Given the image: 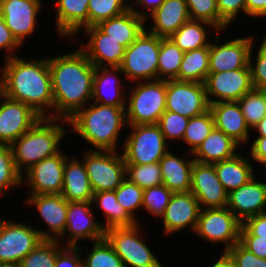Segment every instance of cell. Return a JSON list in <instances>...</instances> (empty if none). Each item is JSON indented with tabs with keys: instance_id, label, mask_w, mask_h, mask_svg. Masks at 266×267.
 Here are the masks:
<instances>
[{
	"instance_id": "6da1fadb",
	"label": "cell",
	"mask_w": 266,
	"mask_h": 267,
	"mask_svg": "<svg viewBox=\"0 0 266 267\" xmlns=\"http://www.w3.org/2000/svg\"><path fill=\"white\" fill-rule=\"evenodd\" d=\"M53 94L52 118H71L92 99L95 67L81 50L48 58Z\"/></svg>"
},
{
	"instance_id": "7a4b0ae2",
	"label": "cell",
	"mask_w": 266,
	"mask_h": 267,
	"mask_svg": "<svg viewBox=\"0 0 266 267\" xmlns=\"http://www.w3.org/2000/svg\"><path fill=\"white\" fill-rule=\"evenodd\" d=\"M5 60L0 72V93L28 105L42 118H52L54 100L48 58L27 60L14 56Z\"/></svg>"
},
{
	"instance_id": "3957f363",
	"label": "cell",
	"mask_w": 266,
	"mask_h": 267,
	"mask_svg": "<svg viewBox=\"0 0 266 267\" xmlns=\"http://www.w3.org/2000/svg\"><path fill=\"white\" fill-rule=\"evenodd\" d=\"M125 107L89 103L69 118L68 123L96 150L117 151L118 135L127 126Z\"/></svg>"
},
{
	"instance_id": "277c9868",
	"label": "cell",
	"mask_w": 266,
	"mask_h": 267,
	"mask_svg": "<svg viewBox=\"0 0 266 267\" xmlns=\"http://www.w3.org/2000/svg\"><path fill=\"white\" fill-rule=\"evenodd\" d=\"M60 121L64 125L68 124V120L65 119L41 118L10 145L15 167L22 176H25L21 172L22 169L26 172L39 161L54 156L62 150H59V145L68 129L65 130Z\"/></svg>"
},
{
	"instance_id": "5b68a950",
	"label": "cell",
	"mask_w": 266,
	"mask_h": 267,
	"mask_svg": "<svg viewBox=\"0 0 266 267\" xmlns=\"http://www.w3.org/2000/svg\"><path fill=\"white\" fill-rule=\"evenodd\" d=\"M125 107L127 125L158 124L166 109V81H139Z\"/></svg>"
},
{
	"instance_id": "8992f818",
	"label": "cell",
	"mask_w": 266,
	"mask_h": 267,
	"mask_svg": "<svg viewBox=\"0 0 266 267\" xmlns=\"http://www.w3.org/2000/svg\"><path fill=\"white\" fill-rule=\"evenodd\" d=\"M159 52L160 37L145 29L125 50L120 66L123 75L132 82L157 80Z\"/></svg>"
},
{
	"instance_id": "52a82bcc",
	"label": "cell",
	"mask_w": 266,
	"mask_h": 267,
	"mask_svg": "<svg viewBox=\"0 0 266 267\" xmlns=\"http://www.w3.org/2000/svg\"><path fill=\"white\" fill-rule=\"evenodd\" d=\"M131 134L121 147L125 164H151L159 162L169 151L158 124L129 125Z\"/></svg>"
},
{
	"instance_id": "ba28073f",
	"label": "cell",
	"mask_w": 266,
	"mask_h": 267,
	"mask_svg": "<svg viewBox=\"0 0 266 267\" xmlns=\"http://www.w3.org/2000/svg\"><path fill=\"white\" fill-rule=\"evenodd\" d=\"M138 226L136 223L108 228L105 230V239L121 258L124 267H164L142 240L141 228Z\"/></svg>"
},
{
	"instance_id": "9c48e42d",
	"label": "cell",
	"mask_w": 266,
	"mask_h": 267,
	"mask_svg": "<svg viewBox=\"0 0 266 267\" xmlns=\"http://www.w3.org/2000/svg\"><path fill=\"white\" fill-rule=\"evenodd\" d=\"M118 151L90 150L83 161L94 193L115 191L126 179V165ZM121 155V156H120Z\"/></svg>"
},
{
	"instance_id": "30bf717a",
	"label": "cell",
	"mask_w": 266,
	"mask_h": 267,
	"mask_svg": "<svg viewBox=\"0 0 266 267\" xmlns=\"http://www.w3.org/2000/svg\"><path fill=\"white\" fill-rule=\"evenodd\" d=\"M242 222L227 208H202L194 233L210 243H224L225 250L240 242Z\"/></svg>"
},
{
	"instance_id": "8fae6325",
	"label": "cell",
	"mask_w": 266,
	"mask_h": 267,
	"mask_svg": "<svg viewBox=\"0 0 266 267\" xmlns=\"http://www.w3.org/2000/svg\"><path fill=\"white\" fill-rule=\"evenodd\" d=\"M43 240L31 225L0 219V262L19 265Z\"/></svg>"
},
{
	"instance_id": "7c38bea8",
	"label": "cell",
	"mask_w": 266,
	"mask_h": 267,
	"mask_svg": "<svg viewBox=\"0 0 266 267\" xmlns=\"http://www.w3.org/2000/svg\"><path fill=\"white\" fill-rule=\"evenodd\" d=\"M209 109L210 104L203 83L176 79L166 81L165 110L192 118Z\"/></svg>"
},
{
	"instance_id": "4fadbf2b",
	"label": "cell",
	"mask_w": 266,
	"mask_h": 267,
	"mask_svg": "<svg viewBox=\"0 0 266 267\" xmlns=\"http://www.w3.org/2000/svg\"><path fill=\"white\" fill-rule=\"evenodd\" d=\"M204 85L209 104L237 102L254 88L249 64L245 68L209 72ZM213 97H216V99H213Z\"/></svg>"
},
{
	"instance_id": "5bb4252c",
	"label": "cell",
	"mask_w": 266,
	"mask_h": 267,
	"mask_svg": "<svg viewBox=\"0 0 266 267\" xmlns=\"http://www.w3.org/2000/svg\"><path fill=\"white\" fill-rule=\"evenodd\" d=\"M92 207V201H67L66 228L60 237L69 232L67 246H79L78 241L83 239L96 242L105 238V229L94 218Z\"/></svg>"
},
{
	"instance_id": "9a60e30c",
	"label": "cell",
	"mask_w": 266,
	"mask_h": 267,
	"mask_svg": "<svg viewBox=\"0 0 266 267\" xmlns=\"http://www.w3.org/2000/svg\"><path fill=\"white\" fill-rule=\"evenodd\" d=\"M0 143L11 145L42 117L31 107L0 93Z\"/></svg>"
},
{
	"instance_id": "2e32d148",
	"label": "cell",
	"mask_w": 266,
	"mask_h": 267,
	"mask_svg": "<svg viewBox=\"0 0 266 267\" xmlns=\"http://www.w3.org/2000/svg\"><path fill=\"white\" fill-rule=\"evenodd\" d=\"M190 192L198 200L200 209L227 207L228 193L217 177L214 164L194 161L191 169Z\"/></svg>"
},
{
	"instance_id": "e0dca14e",
	"label": "cell",
	"mask_w": 266,
	"mask_h": 267,
	"mask_svg": "<svg viewBox=\"0 0 266 267\" xmlns=\"http://www.w3.org/2000/svg\"><path fill=\"white\" fill-rule=\"evenodd\" d=\"M68 156L62 151L54 156L39 161L25 172L27 182L22 178V184L28 183L30 195L61 194L63 189V174Z\"/></svg>"
},
{
	"instance_id": "ac0fdd59",
	"label": "cell",
	"mask_w": 266,
	"mask_h": 267,
	"mask_svg": "<svg viewBox=\"0 0 266 267\" xmlns=\"http://www.w3.org/2000/svg\"><path fill=\"white\" fill-rule=\"evenodd\" d=\"M209 47V72L230 71L245 68L249 64V53L254 45L253 37H241L218 45L219 36Z\"/></svg>"
},
{
	"instance_id": "d6986e66",
	"label": "cell",
	"mask_w": 266,
	"mask_h": 267,
	"mask_svg": "<svg viewBox=\"0 0 266 267\" xmlns=\"http://www.w3.org/2000/svg\"><path fill=\"white\" fill-rule=\"evenodd\" d=\"M30 206H35L42 217L48 230H40L43 239L58 240L65 233L67 217V200L62 194H36L29 195L25 201ZM51 231V232H50Z\"/></svg>"
},
{
	"instance_id": "ffe728a7",
	"label": "cell",
	"mask_w": 266,
	"mask_h": 267,
	"mask_svg": "<svg viewBox=\"0 0 266 267\" xmlns=\"http://www.w3.org/2000/svg\"><path fill=\"white\" fill-rule=\"evenodd\" d=\"M85 35H90L87 44L79 47L94 67H120L126 48L97 25L84 28Z\"/></svg>"
},
{
	"instance_id": "44dd1931",
	"label": "cell",
	"mask_w": 266,
	"mask_h": 267,
	"mask_svg": "<svg viewBox=\"0 0 266 267\" xmlns=\"http://www.w3.org/2000/svg\"><path fill=\"white\" fill-rule=\"evenodd\" d=\"M200 210L198 200L190 191L173 193L161 216L164 232L171 235L190 227L194 233Z\"/></svg>"
},
{
	"instance_id": "7402d4cb",
	"label": "cell",
	"mask_w": 266,
	"mask_h": 267,
	"mask_svg": "<svg viewBox=\"0 0 266 267\" xmlns=\"http://www.w3.org/2000/svg\"><path fill=\"white\" fill-rule=\"evenodd\" d=\"M41 5V0H7L0 6L6 26L20 44L33 35Z\"/></svg>"
},
{
	"instance_id": "603a6c76",
	"label": "cell",
	"mask_w": 266,
	"mask_h": 267,
	"mask_svg": "<svg viewBox=\"0 0 266 267\" xmlns=\"http://www.w3.org/2000/svg\"><path fill=\"white\" fill-rule=\"evenodd\" d=\"M255 175L244 185L228 193L227 208L243 223L247 218L266 211V182Z\"/></svg>"
},
{
	"instance_id": "cb8c5ba5",
	"label": "cell",
	"mask_w": 266,
	"mask_h": 267,
	"mask_svg": "<svg viewBox=\"0 0 266 267\" xmlns=\"http://www.w3.org/2000/svg\"><path fill=\"white\" fill-rule=\"evenodd\" d=\"M119 72L123 75L120 67H95L91 101L107 106H126L127 86L118 79Z\"/></svg>"
},
{
	"instance_id": "d4e9b609",
	"label": "cell",
	"mask_w": 266,
	"mask_h": 267,
	"mask_svg": "<svg viewBox=\"0 0 266 267\" xmlns=\"http://www.w3.org/2000/svg\"><path fill=\"white\" fill-rule=\"evenodd\" d=\"M216 129L221 130L239 146L249 140V126L238 102H216L210 104Z\"/></svg>"
},
{
	"instance_id": "484cf974",
	"label": "cell",
	"mask_w": 266,
	"mask_h": 267,
	"mask_svg": "<svg viewBox=\"0 0 266 267\" xmlns=\"http://www.w3.org/2000/svg\"><path fill=\"white\" fill-rule=\"evenodd\" d=\"M150 16L153 25L148 32L161 38H169L181 25L191 20L186 0H164Z\"/></svg>"
},
{
	"instance_id": "4316f807",
	"label": "cell",
	"mask_w": 266,
	"mask_h": 267,
	"mask_svg": "<svg viewBox=\"0 0 266 267\" xmlns=\"http://www.w3.org/2000/svg\"><path fill=\"white\" fill-rule=\"evenodd\" d=\"M61 194L67 201H92L94 192L85 165L75 157L66 158Z\"/></svg>"
},
{
	"instance_id": "83f0119b",
	"label": "cell",
	"mask_w": 266,
	"mask_h": 267,
	"mask_svg": "<svg viewBox=\"0 0 266 267\" xmlns=\"http://www.w3.org/2000/svg\"><path fill=\"white\" fill-rule=\"evenodd\" d=\"M146 21L129 9L119 16L101 21L97 26L127 48L146 29Z\"/></svg>"
},
{
	"instance_id": "f1b7e54d",
	"label": "cell",
	"mask_w": 266,
	"mask_h": 267,
	"mask_svg": "<svg viewBox=\"0 0 266 267\" xmlns=\"http://www.w3.org/2000/svg\"><path fill=\"white\" fill-rule=\"evenodd\" d=\"M89 0H57L56 29L61 36H71L88 27Z\"/></svg>"
},
{
	"instance_id": "f546056e",
	"label": "cell",
	"mask_w": 266,
	"mask_h": 267,
	"mask_svg": "<svg viewBox=\"0 0 266 267\" xmlns=\"http://www.w3.org/2000/svg\"><path fill=\"white\" fill-rule=\"evenodd\" d=\"M194 159L175 156L170 150L159 161L163 184L173 193L191 190V169Z\"/></svg>"
},
{
	"instance_id": "4dcf8cb0",
	"label": "cell",
	"mask_w": 266,
	"mask_h": 267,
	"mask_svg": "<svg viewBox=\"0 0 266 267\" xmlns=\"http://www.w3.org/2000/svg\"><path fill=\"white\" fill-rule=\"evenodd\" d=\"M238 146L229 136L214 128L192 155L194 161L214 164L234 157Z\"/></svg>"
},
{
	"instance_id": "1f68e13d",
	"label": "cell",
	"mask_w": 266,
	"mask_h": 267,
	"mask_svg": "<svg viewBox=\"0 0 266 267\" xmlns=\"http://www.w3.org/2000/svg\"><path fill=\"white\" fill-rule=\"evenodd\" d=\"M251 164L238 153L230 159L214 163L217 177L227 193L246 184L255 175Z\"/></svg>"
},
{
	"instance_id": "d6a6232c",
	"label": "cell",
	"mask_w": 266,
	"mask_h": 267,
	"mask_svg": "<svg viewBox=\"0 0 266 267\" xmlns=\"http://www.w3.org/2000/svg\"><path fill=\"white\" fill-rule=\"evenodd\" d=\"M215 29L212 24L205 21L189 20L179 27L169 38L183 51L196 50L203 47H210L206 27Z\"/></svg>"
},
{
	"instance_id": "836d02e7",
	"label": "cell",
	"mask_w": 266,
	"mask_h": 267,
	"mask_svg": "<svg viewBox=\"0 0 266 267\" xmlns=\"http://www.w3.org/2000/svg\"><path fill=\"white\" fill-rule=\"evenodd\" d=\"M97 203V204H96ZM92 204L98 205L105 214V224L102 227L106 230L111 227H122L135 225L138 220L133 219L127 211L118 203L115 191H100L94 193Z\"/></svg>"
},
{
	"instance_id": "e575fe53",
	"label": "cell",
	"mask_w": 266,
	"mask_h": 267,
	"mask_svg": "<svg viewBox=\"0 0 266 267\" xmlns=\"http://www.w3.org/2000/svg\"><path fill=\"white\" fill-rule=\"evenodd\" d=\"M209 74V47L186 51L180 65L178 80L205 82Z\"/></svg>"
},
{
	"instance_id": "d590c367",
	"label": "cell",
	"mask_w": 266,
	"mask_h": 267,
	"mask_svg": "<svg viewBox=\"0 0 266 267\" xmlns=\"http://www.w3.org/2000/svg\"><path fill=\"white\" fill-rule=\"evenodd\" d=\"M184 53L170 38L160 37L157 80H178Z\"/></svg>"
},
{
	"instance_id": "8d00e7d4",
	"label": "cell",
	"mask_w": 266,
	"mask_h": 267,
	"mask_svg": "<svg viewBox=\"0 0 266 267\" xmlns=\"http://www.w3.org/2000/svg\"><path fill=\"white\" fill-rule=\"evenodd\" d=\"M215 128L214 117L210 109L201 115L189 118V123L185 130L183 140L190 146L188 153L191 155L200 144L209 136Z\"/></svg>"
},
{
	"instance_id": "74e56055",
	"label": "cell",
	"mask_w": 266,
	"mask_h": 267,
	"mask_svg": "<svg viewBox=\"0 0 266 267\" xmlns=\"http://www.w3.org/2000/svg\"><path fill=\"white\" fill-rule=\"evenodd\" d=\"M130 0H89L88 27L119 16L130 9Z\"/></svg>"
},
{
	"instance_id": "f35d334b",
	"label": "cell",
	"mask_w": 266,
	"mask_h": 267,
	"mask_svg": "<svg viewBox=\"0 0 266 267\" xmlns=\"http://www.w3.org/2000/svg\"><path fill=\"white\" fill-rule=\"evenodd\" d=\"M58 240L44 239L19 263L20 267H55L57 253L63 248Z\"/></svg>"
},
{
	"instance_id": "ab89813d",
	"label": "cell",
	"mask_w": 266,
	"mask_h": 267,
	"mask_svg": "<svg viewBox=\"0 0 266 267\" xmlns=\"http://www.w3.org/2000/svg\"><path fill=\"white\" fill-rule=\"evenodd\" d=\"M237 102L250 129L266 116V100L260 89L253 88Z\"/></svg>"
},
{
	"instance_id": "60d3db41",
	"label": "cell",
	"mask_w": 266,
	"mask_h": 267,
	"mask_svg": "<svg viewBox=\"0 0 266 267\" xmlns=\"http://www.w3.org/2000/svg\"><path fill=\"white\" fill-rule=\"evenodd\" d=\"M126 178L143 190L163 184L159 162L151 164H125Z\"/></svg>"
},
{
	"instance_id": "b9f144b4",
	"label": "cell",
	"mask_w": 266,
	"mask_h": 267,
	"mask_svg": "<svg viewBox=\"0 0 266 267\" xmlns=\"http://www.w3.org/2000/svg\"><path fill=\"white\" fill-rule=\"evenodd\" d=\"M83 260V267H124L121 258L105 238L94 242Z\"/></svg>"
},
{
	"instance_id": "7bdbcfd3",
	"label": "cell",
	"mask_w": 266,
	"mask_h": 267,
	"mask_svg": "<svg viewBox=\"0 0 266 267\" xmlns=\"http://www.w3.org/2000/svg\"><path fill=\"white\" fill-rule=\"evenodd\" d=\"M191 20L205 21L218 31L227 29L228 25L220 18L217 0H186Z\"/></svg>"
},
{
	"instance_id": "ee69618b",
	"label": "cell",
	"mask_w": 266,
	"mask_h": 267,
	"mask_svg": "<svg viewBox=\"0 0 266 267\" xmlns=\"http://www.w3.org/2000/svg\"><path fill=\"white\" fill-rule=\"evenodd\" d=\"M22 178L15 167L10 145L0 143V196L14 186L23 187Z\"/></svg>"
},
{
	"instance_id": "f6af8a7d",
	"label": "cell",
	"mask_w": 266,
	"mask_h": 267,
	"mask_svg": "<svg viewBox=\"0 0 266 267\" xmlns=\"http://www.w3.org/2000/svg\"><path fill=\"white\" fill-rule=\"evenodd\" d=\"M173 195V192L164 184L149 187L143 190L142 208L149 214L162 216Z\"/></svg>"
},
{
	"instance_id": "bcb514c9",
	"label": "cell",
	"mask_w": 266,
	"mask_h": 267,
	"mask_svg": "<svg viewBox=\"0 0 266 267\" xmlns=\"http://www.w3.org/2000/svg\"><path fill=\"white\" fill-rule=\"evenodd\" d=\"M115 196L118 203L135 219L134 211L142 208L143 189L126 178L115 190Z\"/></svg>"
},
{
	"instance_id": "7dc6e473",
	"label": "cell",
	"mask_w": 266,
	"mask_h": 267,
	"mask_svg": "<svg viewBox=\"0 0 266 267\" xmlns=\"http://www.w3.org/2000/svg\"><path fill=\"white\" fill-rule=\"evenodd\" d=\"M188 123L189 118L165 110L159 119L158 125L167 142V140L182 141Z\"/></svg>"
},
{
	"instance_id": "c3c4849f",
	"label": "cell",
	"mask_w": 266,
	"mask_h": 267,
	"mask_svg": "<svg viewBox=\"0 0 266 267\" xmlns=\"http://www.w3.org/2000/svg\"><path fill=\"white\" fill-rule=\"evenodd\" d=\"M257 50L256 60L252 62V48L249 53V68L251 71L252 84L255 89L266 86V39L263 38ZM255 63V65L253 64Z\"/></svg>"
},
{
	"instance_id": "681fc988",
	"label": "cell",
	"mask_w": 266,
	"mask_h": 267,
	"mask_svg": "<svg viewBox=\"0 0 266 267\" xmlns=\"http://www.w3.org/2000/svg\"><path fill=\"white\" fill-rule=\"evenodd\" d=\"M226 252L231 256L236 267H266V259L257 257L240 242Z\"/></svg>"
},
{
	"instance_id": "f907efd6",
	"label": "cell",
	"mask_w": 266,
	"mask_h": 267,
	"mask_svg": "<svg viewBox=\"0 0 266 267\" xmlns=\"http://www.w3.org/2000/svg\"><path fill=\"white\" fill-rule=\"evenodd\" d=\"M217 8L220 18L228 26L240 11L246 14L245 0H217Z\"/></svg>"
},
{
	"instance_id": "816d5d0a",
	"label": "cell",
	"mask_w": 266,
	"mask_h": 267,
	"mask_svg": "<svg viewBox=\"0 0 266 267\" xmlns=\"http://www.w3.org/2000/svg\"><path fill=\"white\" fill-rule=\"evenodd\" d=\"M240 236L266 238V212L247 218L241 226Z\"/></svg>"
},
{
	"instance_id": "f5cc1de1",
	"label": "cell",
	"mask_w": 266,
	"mask_h": 267,
	"mask_svg": "<svg viewBox=\"0 0 266 267\" xmlns=\"http://www.w3.org/2000/svg\"><path fill=\"white\" fill-rule=\"evenodd\" d=\"M79 246H64L56 256L55 267H83V260L79 258Z\"/></svg>"
},
{
	"instance_id": "db71d44e",
	"label": "cell",
	"mask_w": 266,
	"mask_h": 267,
	"mask_svg": "<svg viewBox=\"0 0 266 267\" xmlns=\"http://www.w3.org/2000/svg\"><path fill=\"white\" fill-rule=\"evenodd\" d=\"M17 47H21V44L16 40L13 36L12 32L6 26L4 17L0 12V50L5 49L6 52V59H10L17 55H12L14 49Z\"/></svg>"
},
{
	"instance_id": "11a10c76",
	"label": "cell",
	"mask_w": 266,
	"mask_h": 267,
	"mask_svg": "<svg viewBox=\"0 0 266 267\" xmlns=\"http://www.w3.org/2000/svg\"><path fill=\"white\" fill-rule=\"evenodd\" d=\"M240 243L257 257L266 259V238L240 236Z\"/></svg>"
},
{
	"instance_id": "9f6ffc18",
	"label": "cell",
	"mask_w": 266,
	"mask_h": 267,
	"mask_svg": "<svg viewBox=\"0 0 266 267\" xmlns=\"http://www.w3.org/2000/svg\"><path fill=\"white\" fill-rule=\"evenodd\" d=\"M132 3L130 4V9L135 12L138 16L144 18L146 20V17H149V15L151 13H153L156 9H158L162 3L164 2V0H131ZM136 4L138 6H142L144 7L145 9V12L144 11H138L135 7H133V5ZM149 11L150 13H147L146 12ZM149 14V15H148Z\"/></svg>"
},
{
	"instance_id": "6f0895ef",
	"label": "cell",
	"mask_w": 266,
	"mask_h": 267,
	"mask_svg": "<svg viewBox=\"0 0 266 267\" xmlns=\"http://www.w3.org/2000/svg\"><path fill=\"white\" fill-rule=\"evenodd\" d=\"M248 157L258 163L266 158V137H256V139H254Z\"/></svg>"
},
{
	"instance_id": "680465c9",
	"label": "cell",
	"mask_w": 266,
	"mask_h": 267,
	"mask_svg": "<svg viewBox=\"0 0 266 267\" xmlns=\"http://www.w3.org/2000/svg\"><path fill=\"white\" fill-rule=\"evenodd\" d=\"M246 14L251 17H262L266 15V0H245Z\"/></svg>"
},
{
	"instance_id": "91938a15",
	"label": "cell",
	"mask_w": 266,
	"mask_h": 267,
	"mask_svg": "<svg viewBox=\"0 0 266 267\" xmlns=\"http://www.w3.org/2000/svg\"><path fill=\"white\" fill-rule=\"evenodd\" d=\"M212 267H236V265L231 256L224 251Z\"/></svg>"
},
{
	"instance_id": "94428289",
	"label": "cell",
	"mask_w": 266,
	"mask_h": 267,
	"mask_svg": "<svg viewBox=\"0 0 266 267\" xmlns=\"http://www.w3.org/2000/svg\"><path fill=\"white\" fill-rule=\"evenodd\" d=\"M253 129L258 132L257 137H266V116Z\"/></svg>"
},
{
	"instance_id": "6125c7cd",
	"label": "cell",
	"mask_w": 266,
	"mask_h": 267,
	"mask_svg": "<svg viewBox=\"0 0 266 267\" xmlns=\"http://www.w3.org/2000/svg\"><path fill=\"white\" fill-rule=\"evenodd\" d=\"M0 267H20L18 264H13V263H1L0 262Z\"/></svg>"
},
{
	"instance_id": "be15d7a7",
	"label": "cell",
	"mask_w": 266,
	"mask_h": 267,
	"mask_svg": "<svg viewBox=\"0 0 266 267\" xmlns=\"http://www.w3.org/2000/svg\"><path fill=\"white\" fill-rule=\"evenodd\" d=\"M261 92L263 93L265 100H266V86L263 88H260Z\"/></svg>"
},
{
	"instance_id": "e7e4bbea",
	"label": "cell",
	"mask_w": 266,
	"mask_h": 267,
	"mask_svg": "<svg viewBox=\"0 0 266 267\" xmlns=\"http://www.w3.org/2000/svg\"><path fill=\"white\" fill-rule=\"evenodd\" d=\"M259 164L264 165L265 170H266V158H264ZM265 173H266V172H265Z\"/></svg>"
},
{
	"instance_id": "03108f58",
	"label": "cell",
	"mask_w": 266,
	"mask_h": 267,
	"mask_svg": "<svg viewBox=\"0 0 266 267\" xmlns=\"http://www.w3.org/2000/svg\"><path fill=\"white\" fill-rule=\"evenodd\" d=\"M7 0H0V6L5 3Z\"/></svg>"
}]
</instances>
